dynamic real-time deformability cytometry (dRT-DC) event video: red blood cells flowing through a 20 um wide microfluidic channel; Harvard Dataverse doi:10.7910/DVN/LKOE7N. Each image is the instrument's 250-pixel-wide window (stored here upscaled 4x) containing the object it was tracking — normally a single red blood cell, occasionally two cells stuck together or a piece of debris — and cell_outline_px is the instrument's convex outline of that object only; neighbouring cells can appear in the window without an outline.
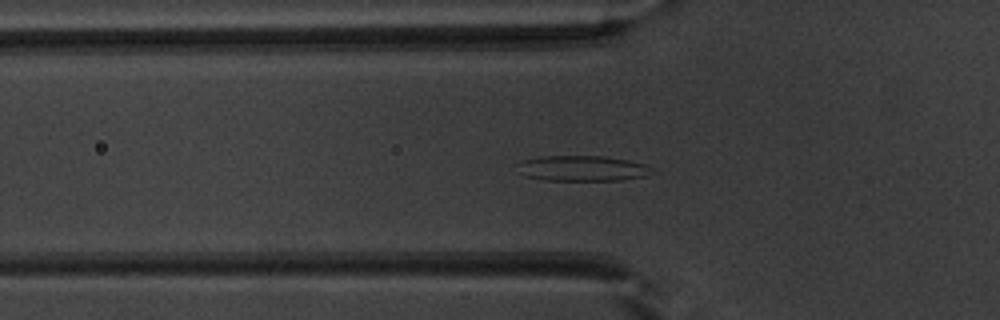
{"species": "common noctule bat (a hibernating species)", "species_latin": "Nyctalus noctula", "temperature_condition": "warm", "stored_images_in_passage": 49, "camera_frame_rate_fps": 3000, "um_per_image_px": 0.085, "animal": {"sex": "male", "body_mass_g": 20.1, "forearm_length_mm": 53.5}, "frame": {"image": 1, "passage_image": 15, "time_ms": 4.667, "image_size_px": [1000, 320], "cell_outline_px": [[652, 172], [644, 176], [620, 180], [544, 180], [524, 176], [516, 164], [520, 160], [540, 156], [604, 156], [628, 160], [644, 164], [652, 168]], "centroid_in_image_um": [49.44, 14.3], "position_along_channel_um": 76.4, "area_um2": 19.94}}
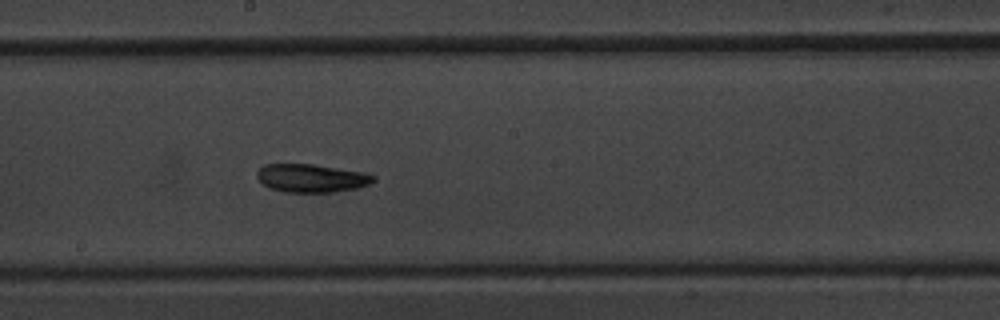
{"frame": {"image": 2, "passage_image": 26, "time_ms": 8.333, "image_size_px": [1000, 320], "cell_outline_px": [[376, 180], [368, 184], [356, 188], [332, 192], [284, 192], [268, 188], [256, 176], [256, 172], [264, 164], [312, 164], [368, 172], [376, 176]], "centroid_in_image_um": [26.49, 15.13], "position_along_channel_um": 221.7, "area_um2": 19.31}}
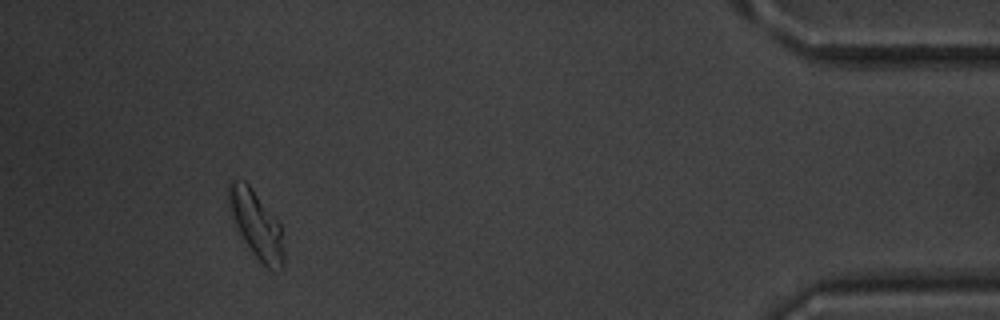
{"frame": {"image": 3, "passage_image": 45, "time_ms": 14.667, "image_size_px": [1000, 320], "cell_outline_px": [[284, 268], [272, 272], [252, 252], [244, 240], [232, 216], [228, 204], [228, 184], [232, 180], [244, 180], [252, 188], [280, 224], [284, 252]], "centroid_in_image_um": [21.81, 19.1], "position_along_channel_um": 413.4, "area_um2": 21.27}, "authors_computed_cell_mechanics": {"area_um2": 20.1722, "velocity_mm_per_s": 3.9511, "shape_relaxation_time_tau1_ms": 5.4478, "shape_relaxation_time_tau2_ms": 5.0864, "deformation_change_tau1": 0.1442, "deformation_change_tau2": 0.1288}}